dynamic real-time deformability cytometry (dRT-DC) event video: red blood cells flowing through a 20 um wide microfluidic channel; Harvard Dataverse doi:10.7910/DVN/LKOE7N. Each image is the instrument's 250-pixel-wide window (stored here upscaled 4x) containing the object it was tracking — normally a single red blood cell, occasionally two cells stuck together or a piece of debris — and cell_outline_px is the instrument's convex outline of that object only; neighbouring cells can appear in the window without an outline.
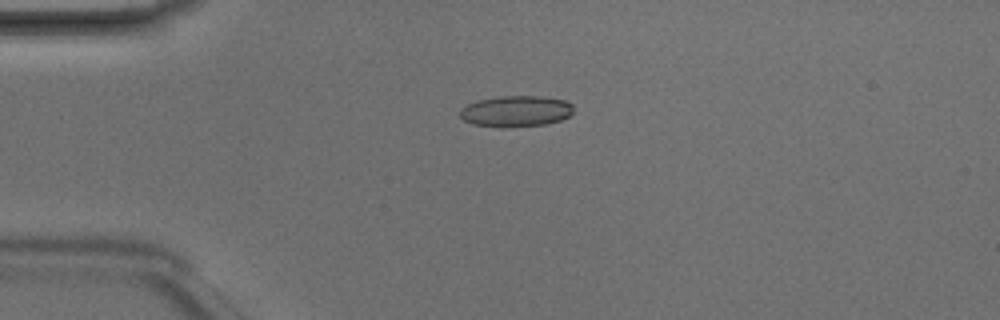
{"species": "Egyptian fruit bat (a non-hibernating species)", "species_latin": "Rousettus aegyptiacus", "temperature_condition": "room temperature", "stored_images_in_passage": 3, "camera_frame_rate_fps": 3000, "um_per_image_px": 0.085, "animal": {"sex": "male"}, "frame": {"image": 1, "passage_image": 1, "time_ms": 0.0, "image_size_px": [1000, 320], "cell_outline_px": [[572, 116], [548, 124], [472, 124], [464, 120], [460, 116], [460, 108], [468, 104], [480, 100], [500, 96], [540, 96], [564, 100], [572, 104]], "centroid_in_image_um": [43.91, 9.4], "position_along_channel_um": 41.1, "area_um2": 19.59}}